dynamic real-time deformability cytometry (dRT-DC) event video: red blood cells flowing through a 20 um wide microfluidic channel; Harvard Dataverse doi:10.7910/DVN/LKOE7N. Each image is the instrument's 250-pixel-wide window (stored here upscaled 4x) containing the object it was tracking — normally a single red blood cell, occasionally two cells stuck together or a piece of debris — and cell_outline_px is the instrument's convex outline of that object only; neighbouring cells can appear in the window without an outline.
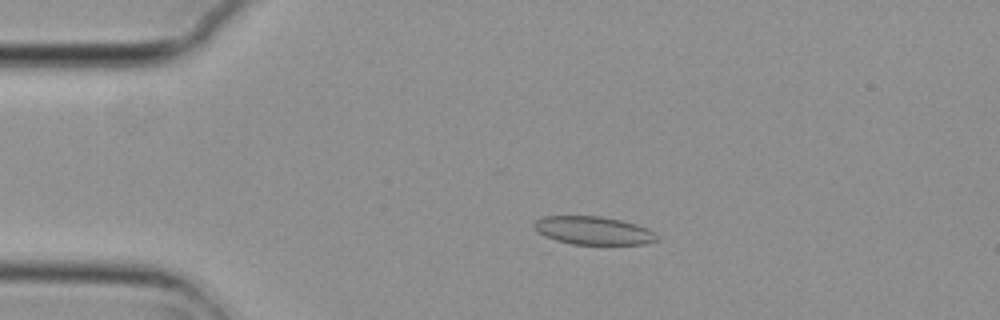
{"species": "common noctule bat (a hibernating species)", "species_latin": "Nyctalus noctula", "temperature_condition": "cold", "stored_images_in_passage": 5, "camera_frame_rate_fps": 3000, "um_per_image_px": 0.085, "animal": {"sex": "female", "body_mass_g": 29.2, "forearm_length_mm": 56.3}, "frame": {"image": 1, "passage_image": 4, "time_ms": 1.0, "image_size_px": [1000, 320], "cell_outline_px": [[660, 240], [644, 244], [552, 244], [536, 232], [532, 224], [536, 220], [544, 216], [600, 216], [620, 220], [636, 224], [648, 228], [656, 232]], "centroid_in_image_um": [50.34, 19.62], "position_along_channel_um": 34.7, "area_um2": 20.98}}